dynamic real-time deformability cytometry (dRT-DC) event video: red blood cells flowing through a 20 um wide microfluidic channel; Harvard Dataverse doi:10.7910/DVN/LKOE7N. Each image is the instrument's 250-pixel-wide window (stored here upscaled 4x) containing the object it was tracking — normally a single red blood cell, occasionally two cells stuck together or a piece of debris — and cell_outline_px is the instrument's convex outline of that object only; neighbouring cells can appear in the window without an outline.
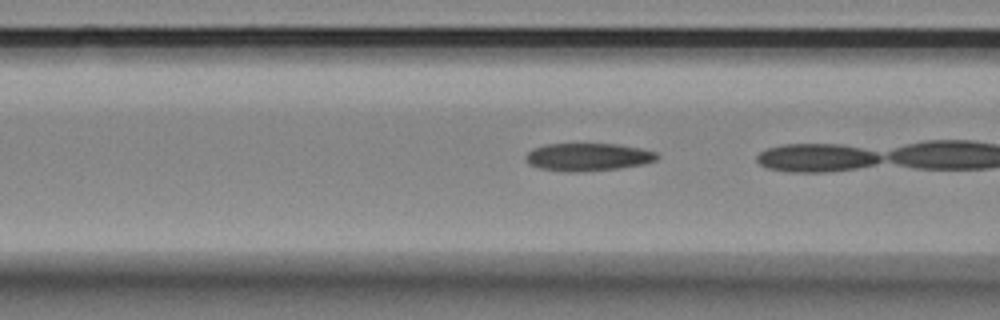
{"species": "Egyptian fruit bat (a non-hibernating species)", "species_latin": "Rousettus aegyptiacus", "temperature_condition": "room temperature", "stored_images_in_passage": 22, "camera_frame_rate_fps": 3000, "um_per_image_px": 0.085, "animal": {"sex": "female"}, "frame": {"image": 1, "passage_image": 19, "time_ms": 6.0, "image_size_px": [1000, 320], "cell_outline_px": [[660, 156], [656, 160], [644, 164], [620, 168], [580, 172], [564, 172], [540, 168], [528, 164], [524, 160], [524, 156], [532, 148], [544, 144], [616, 144], [640, 148], [656, 152]], "centroid_in_image_um": [49.94, 13.35], "position_along_channel_um": 116.7, "area_um2": 21.5}}